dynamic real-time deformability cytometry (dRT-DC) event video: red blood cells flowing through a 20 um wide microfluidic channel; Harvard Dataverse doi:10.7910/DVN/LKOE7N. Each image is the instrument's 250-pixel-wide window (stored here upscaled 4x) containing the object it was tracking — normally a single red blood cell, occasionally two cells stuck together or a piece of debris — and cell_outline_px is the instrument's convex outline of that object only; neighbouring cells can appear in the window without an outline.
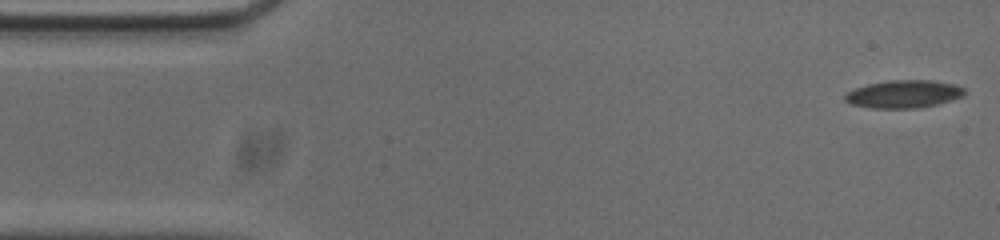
{"species": "common noctule bat (a hibernating species)", "species_latin": "Nyctalus noctula", "temperature_condition": "cold", "stored_images_in_passage": 56, "camera_frame_rate_fps": 3000, "um_per_image_px": 0.085, "animal": {"sex": "male", "body_mass_g": 20.0, "forearm_length_mm": 53.3}, "frame": {"image": 1, "passage_image": 1, "time_ms": 0.0, "image_size_px": [1000, 240], "cell_outline_px": [[964, 96], [952, 100], [936, 104], [916, 108], [872, 108], [852, 104], [844, 100], [844, 96], [848, 92], [856, 88], [868, 84], [888, 80], [932, 80], [956, 84], [964, 88]], "centroid_in_image_um": [76.84, 7.99], "position_along_channel_um": 8.2, "area_um2": 19.31}}
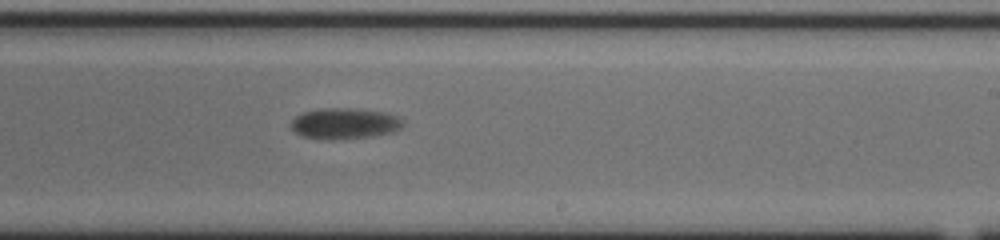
{"frame": {"image": 2, "passage_image": 32, "time_ms": 10.333, "image_size_px": [1000, 240], "cell_outline_px": [[404, 124], [400, 128], [392, 132], [376, 136], [332, 140], [324, 140], [304, 136], [296, 132], [292, 128], [292, 120], [296, 116], [304, 112], [320, 108], [352, 108], [384, 112], [396, 116], [404, 120]], "centroid_in_image_um": [29.31, 10.5], "position_along_channel_um": 259.7, "area_um2": 20.23}}
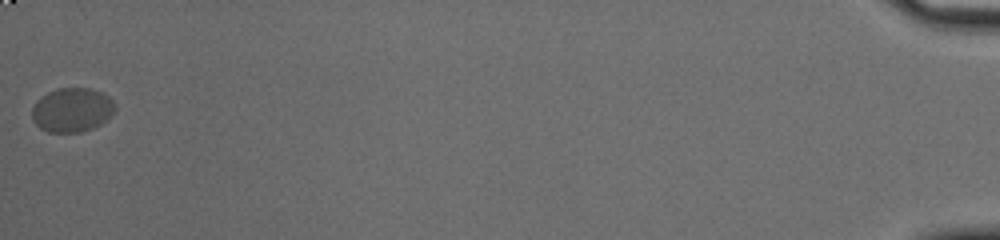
{"frame": {"image": 3, "passage_image": 56, "time_ms": 18.333, "image_size_px": [1000, 240], "cell_outline_px": [[116, 108], [100, 124], [92, 128], [80, 132], [48, 132], [40, 128], [32, 120], [32, 108], [36, 100], [40, 96], [56, 88], [92, 88], [104, 92], [116, 104]], "centroid_in_image_um": [6.1, 9.32], "position_along_channel_um": 429.1, "area_um2": 21.5}, "authors_computed_cell_mechanics": {"area_um2": 19.8832, "velocity_mm_per_s": 3.5282, "shape_relaxation_time_tau1_ms": 4.5933, "shape_relaxation_time_tau2_ms": null, "deformation_change_tau1": 0.1331, "deformation_change_tau2": null}}